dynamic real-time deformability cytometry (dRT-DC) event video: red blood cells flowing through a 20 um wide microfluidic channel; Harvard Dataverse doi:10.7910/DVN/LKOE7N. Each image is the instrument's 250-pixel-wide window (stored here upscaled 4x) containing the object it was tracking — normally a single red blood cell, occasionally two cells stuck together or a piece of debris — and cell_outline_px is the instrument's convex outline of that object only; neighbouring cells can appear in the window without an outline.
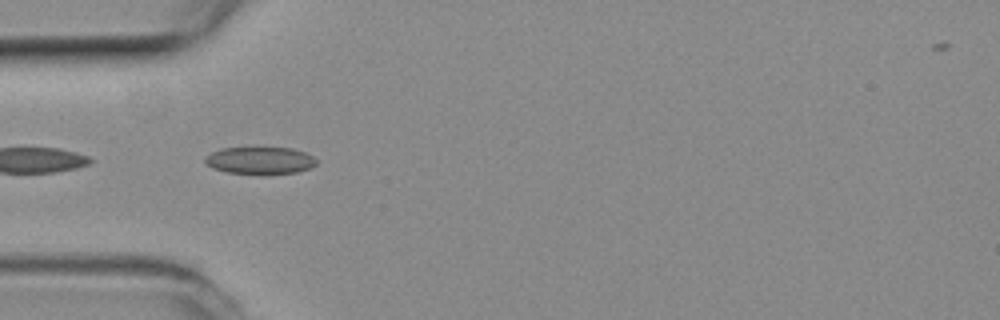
{"species": "common noctule bat (a hibernating species)", "species_latin": "Nyctalus noctula", "temperature_condition": "room temperature", "stored_images_in_passage": 3, "camera_frame_rate_fps": 3000, "um_per_image_px": 0.085, "animal": {"sex": "female", "body_mass_g": 19.3, "forearm_length_mm": 54.1}, "frame": {"image": 1, "passage_image": 2, "time_ms": 0.333, "image_size_px": [1000, 320], "cell_outline_px": [[316, 164], [308, 168], [296, 172], [264, 176], [228, 172], [212, 168], [204, 164], [204, 156], [220, 148], [292, 148], [304, 152], [312, 156], [316, 160]], "centroid_in_image_um": [22.05, 13.67], "position_along_channel_um": 63.0, "area_um2": 18.03}}